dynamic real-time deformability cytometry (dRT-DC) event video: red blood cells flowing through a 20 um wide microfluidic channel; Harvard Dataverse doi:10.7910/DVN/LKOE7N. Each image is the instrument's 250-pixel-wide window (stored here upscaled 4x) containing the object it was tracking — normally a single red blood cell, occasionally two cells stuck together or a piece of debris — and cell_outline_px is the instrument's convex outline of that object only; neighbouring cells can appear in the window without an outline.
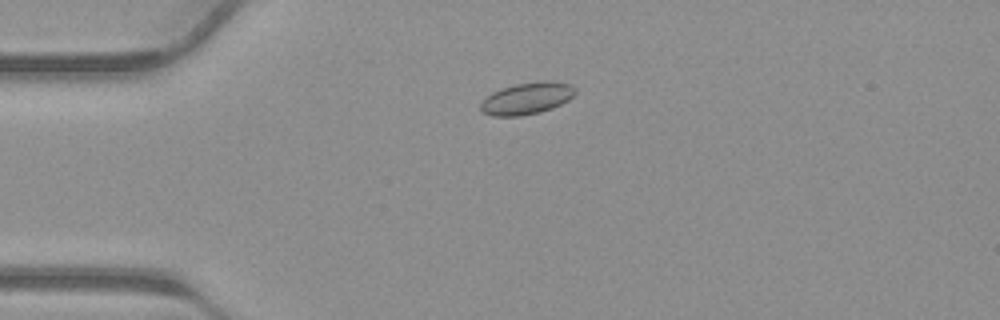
{"species": "common noctule bat (a hibernating species)", "species_latin": "Nyctalus noctula", "temperature_condition": "warm", "stored_images_in_passage": 40, "camera_frame_rate_fps": 3000, "um_per_image_px": 0.085, "animal": {"sex": "male", "body_mass_g": 23.1, "forearm_length_mm": 52.7}, "frame": {"image": 1, "passage_image": 9, "time_ms": 2.667, "image_size_px": [1000, 320], "cell_outline_px": [[576, 92], [568, 100], [552, 108], [540, 112], [520, 116], [492, 116], [484, 112], [480, 108], [480, 104], [492, 92], [500, 88], [516, 84], [544, 80], [552, 80], [572, 84], [576, 88]], "centroid_in_image_um": [44.82, 8.34], "position_along_channel_um": 40.2, "area_um2": 17.63}}
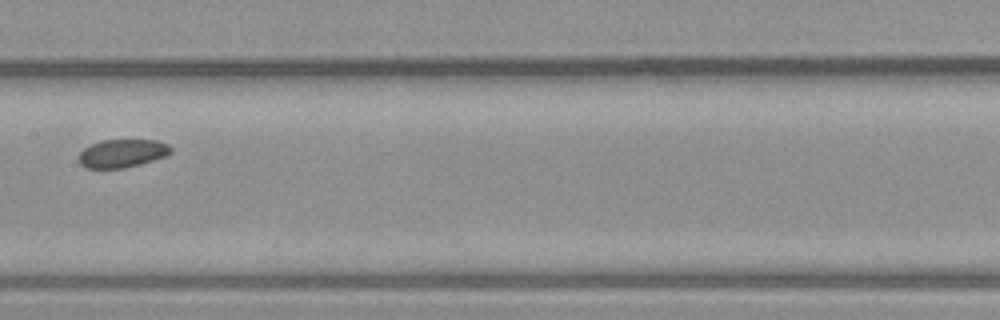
{"frame": {"image": 2, "passage_image": 20, "time_ms": 6.333, "image_size_px": [1000, 320], "cell_outline_px": [[172, 152], [164, 156], [140, 164], [124, 168], [84, 168], [80, 164], [80, 152], [84, 148], [100, 140], [156, 140], [168, 144], [172, 148]], "centroid_in_image_um": [10.39, 13.03], "position_along_channel_um": 197.0, "area_um2": 15.03}}
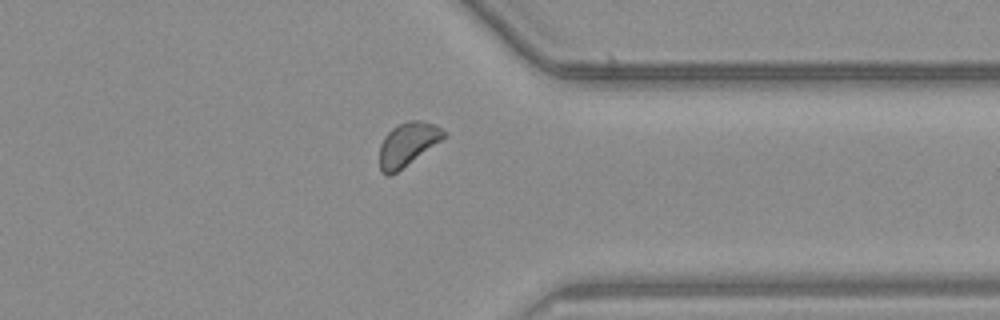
{"frame": {"image": 3, "passage_image": 31, "time_ms": 10.0, "image_size_px": [1000, 320], "cell_outline_px": [[448, 132], [440, 140], [392, 176], [388, 176], [380, 172], [380, 144], [384, 136], [396, 124], [408, 120], [420, 120], [436, 124]], "centroid_in_image_um": [34.62, 12.24], "position_along_channel_um": 376.8, "area_um2": 16.3}}